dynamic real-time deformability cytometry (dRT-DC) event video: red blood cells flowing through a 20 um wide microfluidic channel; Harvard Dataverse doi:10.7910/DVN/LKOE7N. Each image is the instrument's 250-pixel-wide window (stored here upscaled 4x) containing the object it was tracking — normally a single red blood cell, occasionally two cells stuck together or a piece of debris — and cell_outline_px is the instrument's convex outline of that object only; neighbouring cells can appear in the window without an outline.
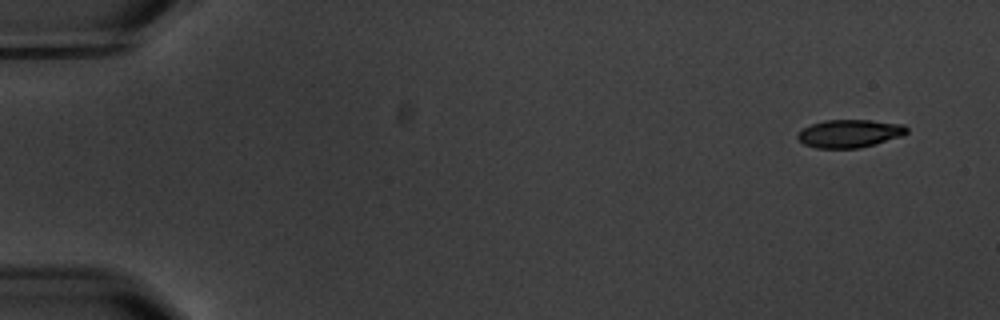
{"species": "common noctule bat (a hibernating species)", "species_latin": "Nyctalus noctula", "temperature_condition": "warm", "stored_images_in_passage": 4, "segment_of_instrument_passage": [2, 2], "camera_frame_rate_fps": 3000, "um_per_image_px": 0.085, "animal": {"sex": "male", "body_mass_g": 20.1, "forearm_length_mm": 53.5}, "frame": {"image": 1, "passage_image": 4, "time_ms": 4.333, "image_size_px": [1000, 320], "cell_outline_px": [[908, 132], [904, 136], [860, 148], [816, 148], [804, 144], [796, 136], [804, 128], [812, 124], [824, 120], [872, 120], [904, 124], [908, 128]], "centroid_in_image_um": [72.27, 11.35], "position_along_channel_um": 12.7, "area_um2": 17.86}}